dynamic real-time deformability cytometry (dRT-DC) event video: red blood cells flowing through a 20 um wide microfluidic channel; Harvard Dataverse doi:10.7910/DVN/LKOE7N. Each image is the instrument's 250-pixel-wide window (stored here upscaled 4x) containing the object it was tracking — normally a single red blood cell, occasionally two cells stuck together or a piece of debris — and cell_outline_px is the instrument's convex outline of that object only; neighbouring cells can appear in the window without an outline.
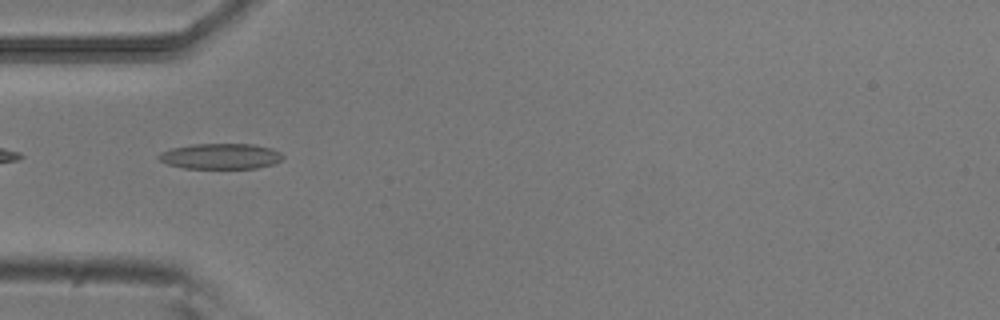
{"species": "common noctule bat (a hibernating species)", "species_latin": "Nyctalus noctula", "temperature_condition": "room temperature", "stored_images_in_passage": 37, "camera_frame_rate_fps": 3000, "um_per_image_px": 0.085, "animal": {"sex": "male", "body_mass_g": 20.5, "forearm_length_mm": 52.5}, "frame": {"image": 1, "passage_image": 1, "time_ms": 0.0, "image_size_px": [1000, 320], "cell_outline_px": [[284, 160], [272, 164], [256, 168], [184, 168], [168, 164], [160, 160], [156, 156], [160, 152], [172, 148], [192, 144], [252, 144], [272, 148], [280, 152], [284, 156]], "centroid_in_image_um": [18.77, 13.27], "position_along_channel_um": 66.2, "area_um2": 18.55}}
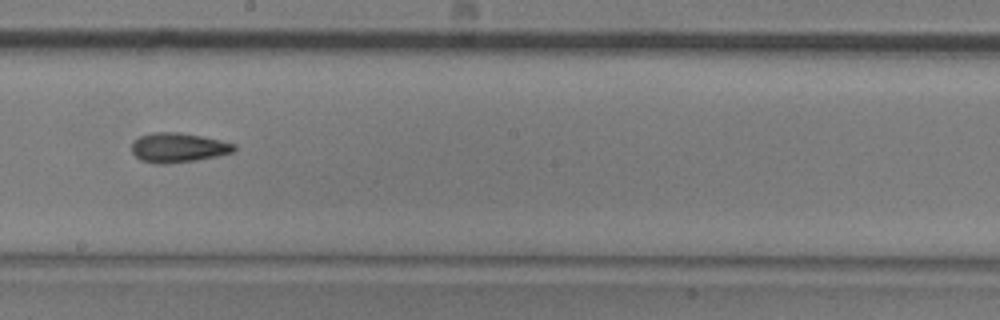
{"frame": {"image": 2, "passage_image": 14, "time_ms": 4.333, "image_size_px": [1000, 320], "cell_outline_px": [[236, 148], [232, 152], [216, 156], [196, 160], [168, 164], [156, 164], [140, 160], [132, 152], [132, 140], [140, 136], [152, 132], [180, 132], [220, 140], [236, 144]], "centroid_in_image_um": [15.11, 12.55], "position_along_channel_um": 233.1, "area_um2": 17.69}}
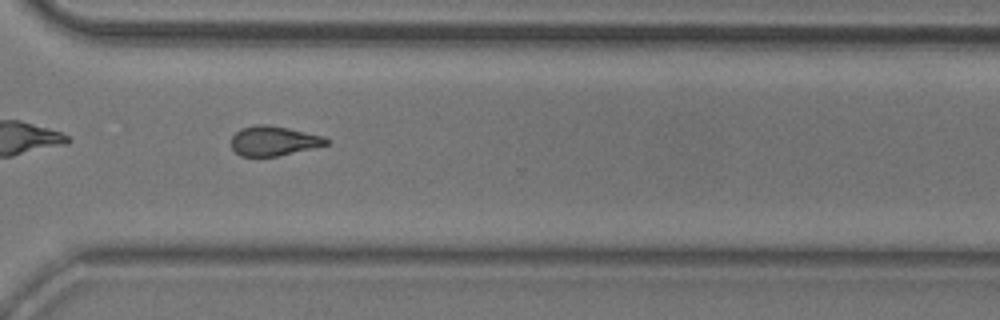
{"frame": {"image": 3, "passage_image": 23, "time_ms": 7.333, "image_size_px": [1000, 320], "cell_outline_px": [[332, 140], [328, 144], [312, 148], [276, 156], [240, 156], [232, 148], [232, 136], [240, 128], [256, 124], [268, 124], [288, 128], [324, 136]], "centroid_in_image_um": [23.27, 11.96], "position_along_channel_um": 347.3, "area_um2": 16.42}, "authors_computed_cell_mechanics": {"area_um2": 16.8198, "velocity_mm_per_s": 3.8316, "shape_relaxation_time_tau1_ms": 8.3144, "shape_relaxation_time_tau2_ms": 4.0226, "deformation_change_tau1": 0.1891, "deformation_change_tau2": 0.1288}}